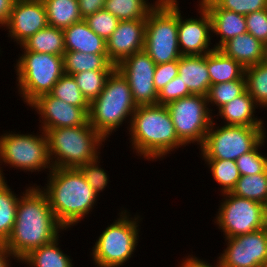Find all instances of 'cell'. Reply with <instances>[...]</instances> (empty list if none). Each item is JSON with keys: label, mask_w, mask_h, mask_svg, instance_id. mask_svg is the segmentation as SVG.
I'll list each match as a JSON object with an SVG mask.
<instances>
[{"label": "cell", "mask_w": 267, "mask_h": 267, "mask_svg": "<svg viewBox=\"0 0 267 267\" xmlns=\"http://www.w3.org/2000/svg\"><path fill=\"white\" fill-rule=\"evenodd\" d=\"M116 69L129 83L137 106L157 104L158 92L153 82L156 64L144 50L125 58Z\"/></svg>", "instance_id": "5bb4252c"}, {"label": "cell", "mask_w": 267, "mask_h": 267, "mask_svg": "<svg viewBox=\"0 0 267 267\" xmlns=\"http://www.w3.org/2000/svg\"><path fill=\"white\" fill-rule=\"evenodd\" d=\"M125 211V212H124ZM127 210L119 213V218L106 227L93 246V263L96 267H120L134 254L139 240V215L130 217Z\"/></svg>", "instance_id": "ba28073f"}, {"label": "cell", "mask_w": 267, "mask_h": 267, "mask_svg": "<svg viewBox=\"0 0 267 267\" xmlns=\"http://www.w3.org/2000/svg\"><path fill=\"white\" fill-rule=\"evenodd\" d=\"M178 1L160 0L146 19L144 51L156 65L179 60Z\"/></svg>", "instance_id": "8992f818"}, {"label": "cell", "mask_w": 267, "mask_h": 267, "mask_svg": "<svg viewBox=\"0 0 267 267\" xmlns=\"http://www.w3.org/2000/svg\"><path fill=\"white\" fill-rule=\"evenodd\" d=\"M30 186L19 197L15 224L4 246L20 262L32 250L53 242L66 230L56 219L42 187Z\"/></svg>", "instance_id": "6da1fadb"}, {"label": "cell", "mask_w": 267, "mask_h": 267, "mask_svg": "<svg viewBox=\"0 0 267 267\" xmlns=\"http://www.w3.org/2000/svg\"><path fill=\"white\" fill-rule=\"evenodd\" d=\"M259 106L254 99L245 91L242 95L224 104L218 109V116L224 119V125L264 127V120L255 117Z\"/></svg>", "instance_id": "ffe728a7"}, {"label": "cell", "mask_w": 267, "mask_h": 267, "mask_svg": "<svg viewBox=\"0 0 267 267\" xmlns=\"http://www.w3.org/2000/svg\"><path fill=\"white\" fill-rule=\"evenodd\" d=\"M247 33L263 44L267 42V8L249 13L245 16Z\"/></svg>", "instance_id": "b9f144b4"}, {"label": "cell", "mask_w": 267, "mask_h": 267, "mask_svg": "<svg viewBox=\"0 0 267 267\" xmlns=\"http://www.w3.org/2000/svg\"><path fill=\"white\" fill-rule=\"evenodd\" d=\"M106 0H78L79 11L82 18H86L90 14H94L104 8Z\"/></svg>", "instance_id": "ee69618b"}, {"label": "cell", "mask_w": 267, "mask_h": 267, "mask_svg": "<svg viewBox=\"0 0 267 267\" xmlns=\"http://www.w3.org/2000/svg\"><path fill=\"white\" fill-rule=\"evenodd\" d=\"M192 255V256H191ZM184 257L183 261L179 265V267H213L210 263L193 256V254Z\"/></svg>", "instance_id": "bcb514c9"}, {"label": "cell", "mask_w": 267, "mask_h": 267, "mask_svg": "<svg viewBox=\"0 0 267 267\" xmlns=\"http://www.w3.org/2000/svg\"><path fill=\"white\" fill-rule=\"evenodd\" d=\"M113 71L114 70H91L75 73L72 76L76 80L81 93L86 100L91 103L100 95L108 77Z\"/></svg>", "instance_id": "836d02e7"}, {"label": "cell", "mask_w": 267, "mask_h": 267, "mask_svg": "<svg viewBox=\"0 0 267 267\" xmlns=\"http://www.w3.org/2000/svg\"><path fill=\"white\" fill-rule=\"evenodd\" d=\"M48 26L64 29L83 20L78 0H42Z\"/></svg>", "instance_id": "83f0119b"}, {"label": "cell", "mask_w": 267, "mask_h": 267, "mask_svg": "<svg viewBox=\"0 0 267 267\" xmlns=\"http://www.w3.org/2000/svg\"><path fill=\"white\" fill-rule=\"evenodd\" d=\"M235 196L246 198L267 205V172L240 176L235 188Z\"/></svg>", "instance_id": "4dcf8cb0"}, {"label": "cell", "mask_w": 267, "mask_h": 267, "mask_svg": "<svg viewBox=\"0 0 267 267\" xmlns=\"http://www.w3.org/2000/svg\"><path fill=\"white\" fill-rule=\"evenodd\" d=\"M14 68L18 94L28 106L37 97L52 91L64 74V59L61 55L23 51Z\"/></svg>", "instance_id": "52a82bcc"}, {"label": "cell", "mask_w": 267, "mask_h": 267, "mask_svg": "<svg viewBox=\"0 0 267 267\" xmlns=\"http://www.w3.org/2000/svg\"><path fill=\"white\" fill-rule=\"evenodd\" d=\"M190 95L192 94L189 89L182 83L180 76L177 75L158 92L157 104L166 106L175 100Z\"/></svg>", "instance_id": "60d3db41"}, {"label": "cell", "mask_w": 267, "mask_h": 267, "mask_svg": "<svg viewBox=\"0 0 267 267\" xmlns=\"http://www.w3.org/2000/svg\"><path fill=\"white\" fill-rule=\"evenodd\" d=\"M146 19L125 20L106 40L109 61L117 66L125 58L144 49Z\"/></svg>", "instance_id": "ac0fdd59"}, {"label": "cell", "mask_w": 267, "mask_h": 267, "mask_svg": "<svg viewBox=\"0 0 267 267\" xmlns=\"http://www.w3.org/2000/svg\"><path fill=\"white\" fill-rule=\"evenodd\" d=\"M263 63L267 64V42L264 43V50H263Z\"/></svg>", "instance_id": "c3c4849f"}, {"label": "cell", "mask_w": 267, "mask_h": 267, "mask_svg": "<svg viewBox=\"0 0 267 267\" xmlns=\"http://www.w3.org/2000/svg\"><path fill=\"white\" fill-rule=\"evenodd\" d=\"M84 20L104 40H107L112 35L120 22L118 18L104 8L94 14L88 15Z\"/></svg>", "instance_id": "f35d334b"}, {"label": "cell", "mask_w": 267, "mask_h": 267, "mask_svg": "<svg viewBox=\"0 0 267 267\" xmlns=\"http://www.w3.org/2000/svg\"><path fill=\"white\" fill-rule=\"evenodd\" d=\"M204 8H222L246 16L267 8V0H199Z\"/></svg>", "instance_id": "8d00e7d4"}, {"label": "cell", "mask_w": 267, "mask_h": 267, "mask_svg": "<svg viewBox=\"0 0 267 267\" xmlns=\"http://www.w3.org/2000/svg\"><path fill=\"white\" fill-rule=\"evenodd\" d=\"M246 91L260 108L267 107V64L260 62L245 68Z\"/></svg>", "instance_id": "1f68e13d"}, {"label": "cell", "mask_w": 267, "mask_h": 267, "mask_svg": "<svg viewBox=\"0 0 267 267\" xmlns=\"http://www.w3.org/2000/svg\"><path fill=\"white\" fill-rule=\"evenodd\" d=\"M207 68L211 85L245 79V68L233 58L226 56L219 49H214L207 54Z\"/></svg>", "instance_id": "cb8c5ba5"}, {"label": "cell", "mask_w": 267, "mask_h": 267, "mask_svg": "<svg viewBox=\"0 0 267 267\" xmlns=\"http://www.w3.org/2000/svg\"><path fill=\"white\" fill-rule=\"evenodd\" d=\"M159 1L156 0L150 4L148 0H106L104 9L120 21L147 19L148 14Z\"/></svg>", "instance_id": "f546056e"}, {"label": "cell", "mask_w": 267, "mask_h": 267, "mask_svg": "<svg viewBox=\"0 0 267 267\" xmlns=\"http://www.w3.org/2000/svg\"><path fill=\"white\" fill-rule=\"evenodd\" d=\"M219 50L246 68L262 62L264 44L250 33H243L229 39Z\"/></svg>", "instance_id": "7402d4cb"}, {"label": "cell", "mask_w": 267, "mask_h": 267, "mask_svg": "<svg viewBox=\"0 0 267 267\" xmlns=\"http://www.w3.org/2000/svg\"><path fill=\"white\" fill-rule=\"evenodd\" d=\"M214 120L199 148L203 159L233 160L252 151L267 135L265 127L224 125ZM216 128V129H215Z\"/></svg>", "instance_id": "30bf717a"}, {"label": "cell", "mask_w": 267, "mask_h": 267, "mask_svg": "<svg viewBox=\"0 0 267 267\" xmlns=\"http://www.w3.org/2000/svg\"><path fill=\"white\" fill-rule=\"evenodd\" d=\"M15 0H0V28L9 20Z\"/></svg>", "instance_id": "f6af8a7d"}, {"label": "cell", "mask_w": 267, "mask_h": 267, "mask_svg": "<svg viewBox=\"0 0 267 267\" xmlns=\"http://www.w3.org/2000/svg\"><path fill=\"white\" fill-rule=\"evenodd\" d=\"M17 260L10 251L4 246V244H0V267H12L10 259Z\"/></svg>", "instance_id": "7dc6e473"}, {"label": "cell", "mask_w": 267, "mask_h": 267, "mask_svg": "<svg viewBox=\"0 0 267 267\" xmlns=\"http://www.w3.org/2000/svg\"><path fill=\"white\" fill-rule=\"evenodd\" d=\"M24 51H34L64 56L66 52L63 29L47 26L37 31L24 41L20 48Z\"/></svg>", "instance_id": "d4e9b609"}, {"label": "cell", "mask_w": 267, "mask_h": 267, "mask_svg": "<svg viewBox=\"0 0 267 267\" xmlns=\"http://www.w3.org/2000/svg\"><path fill=\"white\" fill-rule=\"evenodd\" d=\"M99 159L100 157L78 167L89 186L98 194V196L100 195V192L105 190L109 182L107 173L99 165Z\"/></svg>", "instance_id": "ab89813d"}, {"label": "cell", "mask_w": 267, "mask_h": 267, "mask_svg": "<svg viewBox=\"0 0 267 267\" xmlns=\"http://www.w3.org/2000/svg\"><path fill=\"white\" fill-rule=\"evenodd\" d=\"M59 239L32 250L20 262L30 267H73L69 255L64 254Z\"/></svg>", "instance_id": "484cf974"}, {"label": "cell", "mask_w": 267, "mask_h": 267, "mask_svg": "<svg viewBox=\"0 0 267 267\" xmlns=\"http://www.w3.org/2000/svg\"><path fill=\"white\" fill-rule=\"evenodd\" d=\"M211 18V30L220 37L213 45L219 49L225 42L240 34L247 33L245 16L222 8H205Z\"/></svg>", "instance_id": "603a6c76"}, {"label": "cell", "mask_w": 267, "mask_h": 267, "mask_svg": "<svg viewBox=\"0 0 267 267\" xmlns=\"http://www.w3.org/2000/svg\"><path fill=\"white\" fill-rule=\"evenodd\" d=\"M128 134L133 152L146 160H162L185 145L178 139L166 106L160 104L137 106L132 115Z\"/></svg>", "instance_id": "3957f363"}, {"label": "cell", "mask_w": 267, "mask_h": 267, "mask_svg": "<svg viewBox=\"0 0 267 267\" xmlns=\"http://www.w3.org/2000/svg\"><path fill=\"white\" fill-rule=\"evenodd\" d=\"M48 26L47 15L42 0H15L8 22V37L21 45L37 31Z\"/></svg>", "instance_id": "e0dca14e"}, {"label": "cell", "mask_w": 267, "mask_h": 267, "mask_svg": "<svg viewBox=\"0 0 267 267\" xmlns=\"http://www.w3.org/2000/svg\"><path fill=\"white\" fill-rule=\"evenodd\" d=\"M209 166L213 179L220 184L222 194L231 192L237 181L240 179V173L233 160L222 159H202Z\"/></svg>", "instance_id": "d6a6232c"}, {"label": "cell", "mask_w": 267, "mask_h": 267, "mask_svg": "<svg viewBox=\"0 0 267 267\" xmlns=\"http://www.w3.org/2000/svg\"><path fill=\"white\" fill-rule=\"evenodd\" d=\"M199 18L183 19L178 3V43L182 55H206L211 47V18L208 11L199 3ZM211 36V37H210ZM211 47V48H210Z\"/></svg>", "instance_id": "2e32d148"}, {"label": "cell", "mask_w": 267, "mask_h": 267, "mask_svg": "<svg viewBox=\"0 0 267 267\" xmlns=\"http://www.w3.org/2000/svg\"><path fill=\"white\" fill-rule=\"evenodd\" d=\"M64 73L73 75L91 70H115L107 54H92L79 51H66L63 56Z\"/></svg>", "instance_id": "4316f807"}, {"label": "cell", "mask_w": 267, "mask_h": 267, "mask_svg": "<svg viewBox=\"0 0 267 267\" xmlns=\"http://www.w3.org/2000/svg\"><path fill=\"white\" fill-rule=\"evenodd\" d=\"M245 91V79H237L211 85L209 87L208 94L206 95L208 105L209 107L216 105V109L218 110L224 104L242 95Z\"/></svg>", "instance_id": "e575fe53"}, {"label": "cell", "mask_w": 267, "mask_h": 267, "mask_svg": "<svg viewBox=\"0 0 267 267\" xmlns=\"http://www.w3.org/2000/svg\"><path fill=\"white\" fill-rule=\"evenodd\" d=\"M40 116L41 130L76 127L89 123V108L70 105L50 93L41 95L29 104Z\"/></svg>", "instance_id": "9a60e30c"}, {"label": "cell", "mask_w": 267, "mask_h": 267, "mask_svg": "<svg viewBox=\"0 0 267 267\" xmlns=\"http://www.w3.org/2000/svg\"><path fill=\"white\" fill-rule=\"evenodd\" d=\"M66 51L107 54L106 40L97 35L83 19L63 29Z\"/></svg>", "instance_id": "44dd1931"}, {"label": "cell", "mask_w": 267, "mask_h": 267, "mask_svg": "<svg viewBox=\"0 0 267 267\" xmlns=\"http://www.w3.org/2000/svg\"><path fill=\"white\" fill-rule=\"evenodd\" d=\"M224 197L219 206L214 223L224 232V238L254 232L267 227V209L264 204L235 196L231 192Z\"/></svg>", "instance_id": "8fae6325"}, {"label": "cell", "mask_w": 267, "mask_h": 267, "mask_svg": "<svg viewBox=\"0 0 267 267\" xmlns=\"http://www.w3.org/2000/svg\"><path fill=\"white\" fill-rule=\"evenodd\" d=\"M178 75L193 95L208 94L211 86L206 55H182L178 60Z\"/></svg>", "instance_id": "d6986e66"}, {"label": "cell", "mask_w": 267, "mask_h": 267, "mask_svg": "<svg viewBox=\"0 0 267 267\" xmlns=\"http://www.w3.org/2000/svg\"><path fill=\"white\" fill-rule=\"evenodd\" d=\"M178 139L186 146L197 143L200 147L212 124V109L208 107L207 97L190 95L166 105Z\"/></svg>", "instance_id": "7c38bea8"}, {"label": "cell", "mask_w": 267, "mask_h": 267, "mask_svg": "<svg viewBox=\"0 0 267 267\" xmlns=\"http://www.w3.org/2000/svg\"><path fill=\"white\" fill-rule=\"evenodd\" d=\"M136 108L129 83L115 69L100 95L90 103L89 124L107 140L109 135L128 120V126L130 125Z\"/></svg>", "instance_id": "5b68a950"}, {"label": "cell", "mask_w": 267, "mask_h": 267, "mask_svg": "<svg viewBox=\"0 0 267 267\" xmlns=\"http://www.w3.org/2000/svg\"><path fill=\"white\" fill-rule=\"evenodd\" d=\"M177 75L178 60L156 65L153 82L157 92Z\"/></svg>", "instance_id": "7bdbcfd3"}, {"label": "cell", "mask_w": 267, "mask_h": 267, "mask_svg": "<svg viewBox=\"0 0 267 267\" xmlns=\"http://www.w3.org/2000/svg\"><path fill=\"white\" fill-rule=\"evenodd\" d=\"M267 136L250 152L237 158L236 164L240 176L255 175L267 172V157L261 154L260 147L265 145Z\"/></svg>", "instance_id": "74e56055"}, {"label": "cell", "mask_w": 267, "mask_h": 267, "mask_svg": "<svg viewBox=\"0 0 267 267\" xmlns=\"http://www.w3.org/2000/svg\"><path fill=\"white\" fill-rule=\"evenodd\" d=\"M45 134L53 168H78L101 157L99 151L106 141L89 123L48 129Z\"/></svg>", "instance_id": "277c9868"}, {"label": "cell", "mask_w": 267, "mask_h": 267, "mask_svg": "<svg viewBox=\"0 0 267 267\" xmlns=\"http://www.w3.org/2000/svg\"><path fill=\"white\" fill-rule=\"evenodd\" d=\"M6 183L7 180L0 179V244H4L12 232L19 201V196Z\"/></svg>", "instance_id": "f1b7e54d"}, {"label": "cell", "mask_w": 267, "mask_h": 267, "mask_svg": "<svg viewBox=\"0 0 267 267\" xmlns=\"http://www.w3.org/2000/svg\"><path fill=\"white\" fill-rule=\"evenodd\" d=\"M225 242L227 247L216 260L220 267H264L267 264V227L225 239Z\"/></svg>", "instance_id": "4fadbf2b"}, {"label": "cell", "mask_w": 267, "mask_h": 267, "mask_svg": "<svg viewBox=\"0 0 267 267\" xmlns=\"http://www.w3.org/2000/svg\"><path fill=\"white\" fill-rule=\"evenodd\" d=\"M50 94L70 105L81 108H90V103L81 93V90L72 75L64 73L53 86Z\"/></svg>", "instance_id": "d590c367"}, {"label": "cell", "mask_w": 267, "mask_h": 267, "mask_svg": "<svg viewBox=\"0 0 267 267\" xmlns=\"http://www.w3.org/2000/svg\"><path fill=\"white\" fill-rule=\"evenodd\" d=\"M213 267H220V266L216 263V265H213Z\"/></svg>", "instance_id": "681fc988"}, {"label": "cell", "mask_w": 267, "mask_h": 267, "mask_svg": "<svg viewBox=\"0 0 267 267\" xmlns=\"http://www.w3.org/2000/svg\"><path fill=\"white\" fill-rule=\"evenodd\" d=\"M42 131V132H41ZM39 134H16L6 132L0 136V166L9 165L10 168L25 172L45 170L50 172L52 164L49 157L47 136L40 129ZM0 179H5L3 169L0 167Z\"/></svg>", "instance_id": "9c48e42d"}, {"label": "cell", "mask_w": 267, "mask_h": 267, "mask_svg": "<svg viewBox=\"0 0 267 267\" xmlns=\"http://www.w3.org/2000/svg\"><path fill=\"white\" fill-rule=\"evenodd\" d=\"M43 191L57 221L65 228L75 226L92 212L98 194L78 168H52Z\"/></svg>", "instance_id": "7a4b0ae2"}]
</instances>
